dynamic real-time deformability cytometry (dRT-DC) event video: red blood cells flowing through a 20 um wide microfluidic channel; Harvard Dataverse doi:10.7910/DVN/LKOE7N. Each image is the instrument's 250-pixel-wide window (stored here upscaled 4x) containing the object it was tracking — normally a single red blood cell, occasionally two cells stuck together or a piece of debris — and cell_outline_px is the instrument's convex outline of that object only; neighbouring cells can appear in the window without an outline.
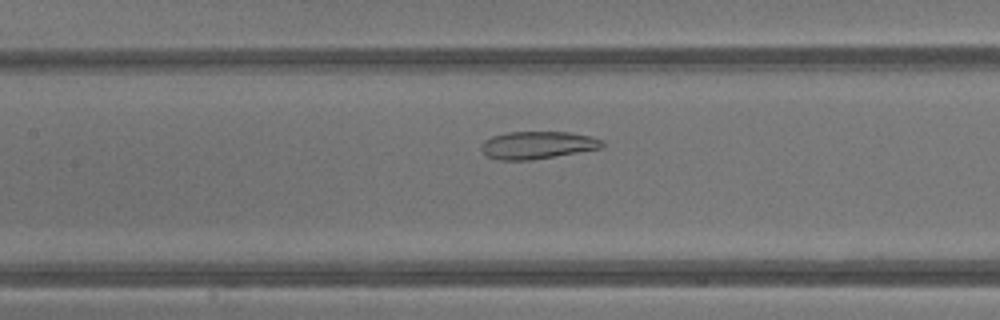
{"species": "common noctule bat (a hibernating species)", "species_latin": "Nyctalus noctula", "temperature_condition": "warm", "stored_images_in_passage": 40, "camera_frame_rate_fps": 3000, "um_per_image_px": 0.085, "animal": {"sex": "male", "body_mass_g": 13.3}, "frame": {"image": 1, "passage_image": 17, "time_ms": 5.333, "image_size_px": [1000, 320], "cell_outline_px": [[604, 148], [532, 160], [500, 160], [488, 156], [480, 148], [480, 144], [484, 140], [492, 136], [508, 132], [572, 132], [592, 136], [604, 140]], "centroid_in_image_um": [45.73, 12.33], "position_along_channel_um": 161.7, "area_um2": 19.65}}
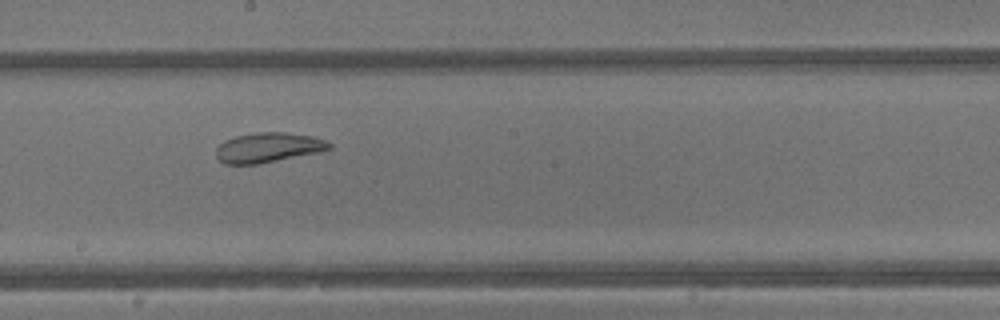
{"frame": {"image": 2, "passage_image": 21, "time_ms": 6.667, "image_size_px": [1000, 320], "cell_outline_px": [[332, 148], [320, 152], [256, 164], [224, 164], [216, 156], [216, 148], [224, 140], [236, 136], [256, 132], [284, 132], [312, 136], [324, 140], [332, 144]], "centroid_in_image_um": [22.79, 12.53], "position_along_channel_um": 225.4, "area_um2": 19.59}}
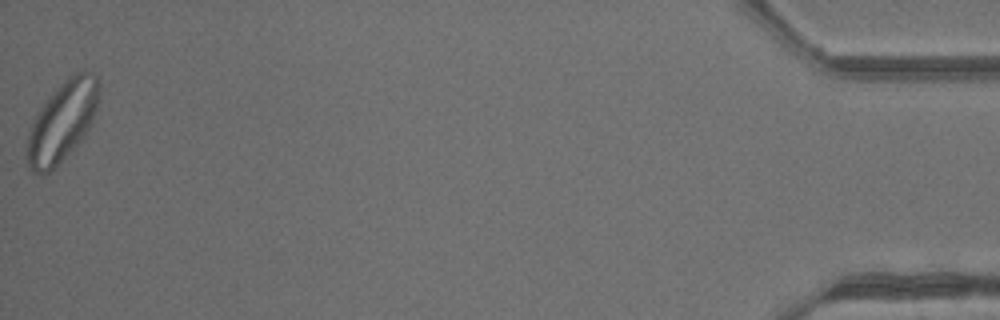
{"frame": {"image": 3, "passage_image": 40, "time_ms": 13.0, "image_size_px": [1000, 320], "cell_outline_px": [[100, 96], [96, 108], [88, 128], [84, 136], [44, 176], [40, 176], [32, 172], [28, 168], [24, 156], [24, 148], [36, 112], [68, 76], [84, 68], [96, 76], [100, 84]], "centroid_in_image_um": [5.25, 10.33], "position_along_channel_um": 429.9, "area_um2": 33.52}, "authors_computed_cell_mechanics": {"area_um2": 26.5302, "velocity_mm_per_s": 4.8063, "shape_relaxation_time_tau1_ms": 4.7615, "shape_relaxation_time_tau2_ms": 1.3578, "deformation_change_tau1": 0.1431, "deformation_change_tau2": 0.0851}}